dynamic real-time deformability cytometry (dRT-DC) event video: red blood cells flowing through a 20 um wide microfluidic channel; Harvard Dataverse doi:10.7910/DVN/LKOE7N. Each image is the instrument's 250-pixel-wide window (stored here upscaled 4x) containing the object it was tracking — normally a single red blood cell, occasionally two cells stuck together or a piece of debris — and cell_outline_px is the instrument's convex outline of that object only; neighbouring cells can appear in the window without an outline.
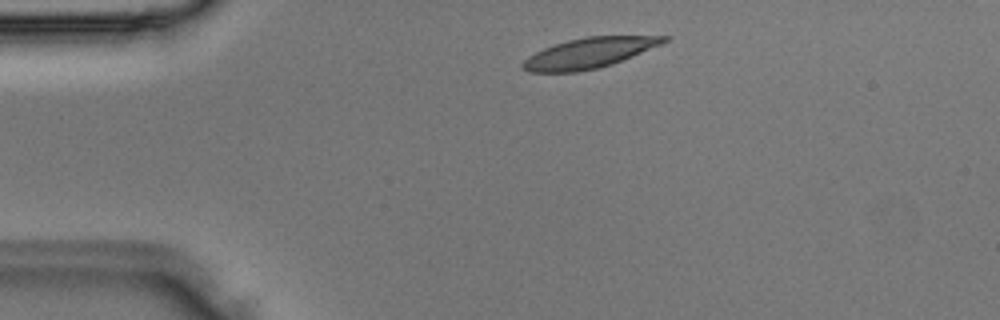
{"species": "Egyptian fruit bat (a non-hibernating species)", "species_latin": "Rousettus aegyptiacus", "temperature_condition": "room temperature", "stored_images_in_passage": 3, "camera_frame_rate_fps": 3000, "um_per_image_px": 0.085, "animal": {"sex": "male"}, "frame": {"image": 1, "passage_image": 3, "time_ms": 0.667, "image_size_px": [1000, 320], "cell_outline_px": [[668, 40], [660, 44], [632, 56], [612, 64], [596, 68], [576, 72], [528, 72], [520, 68], [520, 64], [528, 56], [544, 48], [568, 40], [588, 36], [668, 36]], "centroid_in_image_um": [50.01, 4.51], "position_along_channel_um": 35.0, "area_um2": 24.57}}